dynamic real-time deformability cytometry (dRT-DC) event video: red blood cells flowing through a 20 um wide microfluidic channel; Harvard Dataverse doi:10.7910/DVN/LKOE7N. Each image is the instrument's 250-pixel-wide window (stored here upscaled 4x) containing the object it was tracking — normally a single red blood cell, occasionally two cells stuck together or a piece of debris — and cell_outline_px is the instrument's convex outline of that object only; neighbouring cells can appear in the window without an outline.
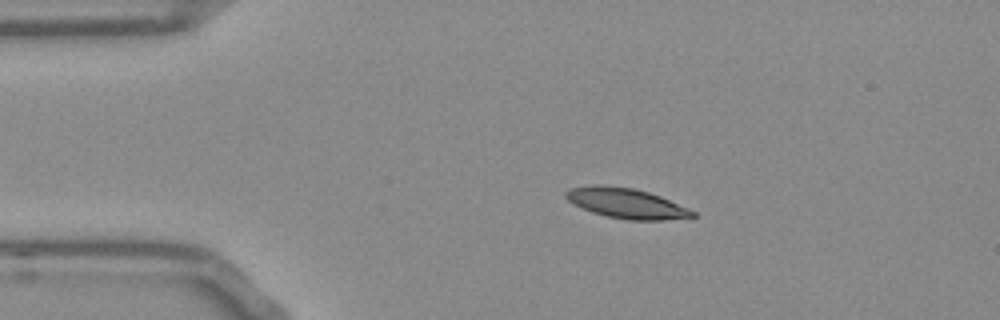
{"species": "Egyptian fruit bat (a non-hibernating species)", "species_latin": "Rousettus aegyptiacus", "temperature_condition": "room temperature", "stored_images_in_passage": 44, "camera_frame_rate_fps": 3000, "um_per_image_px": 0.085, "frame": {"image": 1, "passage_image": 1, "time_ms": 0.0, "image_size_px": [1000, 320], "cell_outline_px": [[696, 216], [664, 220], [628, 220], [608, 216], [592, 212], [572, 204], [564, 196], [564, 192], [568, 188], [592, 184], [596, 184], [632, 188], [648, 192], [660, 196], [688, 208], [696, 212]], "centroid_in_image_um": [53.19, 17.27], "position_along_channel_um": 31.8, "area_um2": 22.25}}
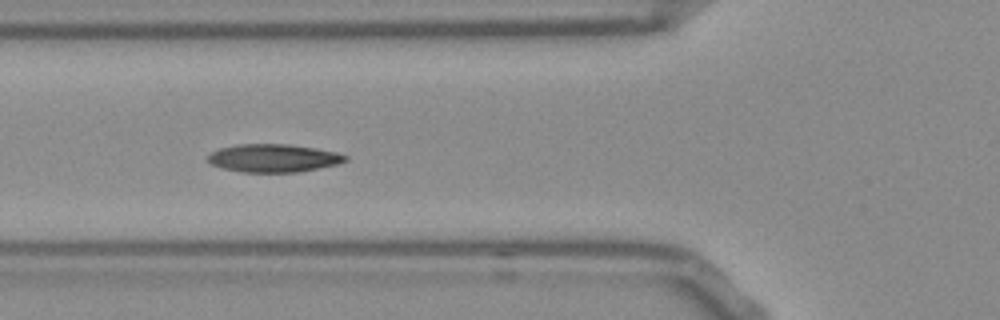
{"frame": {"image": 2, "passage_image": 10, "time_ms": 3.0, "image_size_px": [1000, 320], "cell_outline_px": [[348, 160], [336, 164], [300, 172], [240, 172], [220, 168], [208, 164], [208, 156], [212, 152], [220, 148], [240, 144], [288, 144], [316, 148], [336, 152], [348, 156]], "centroid_in_image_um": [23.22, 13.44], "position_along_channel_um": 102.6, "area_um2": 22.54}}
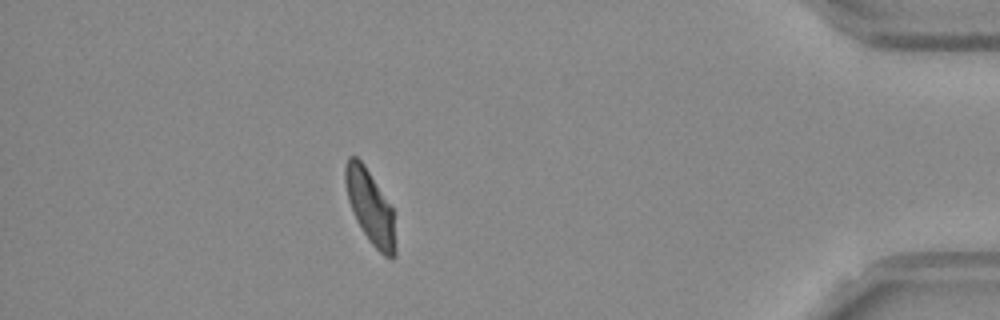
{"frame": {"image": 3, "passage_image": 38, "time_ms": 12.333, "image_size_px": [1000, 320], "cell_outline_px": [[396, 256], [392, 260], [388, 260], [368, 240], [360, 228], [356, 220], [348, 200], [344, 180], [344, 168], [348, 156], [356, 156], [364, 164], [392, 208], [396, 248]], "centroid_in_image_um": [31.46, 17.63], "position_along_channel_um": 403.7, "area_um2": 21.56}, "authors_computed_cell_mechanics": {"area_um2": 22.0507, "velocity_mm_per_s": 3.7699, "shape_relaxation_time_tau1_ms": 3.8184, "shape_relaxation_time_tau2_ms": 2.944, "deformation_change_tau1": 0.1255, "deformation_change_tau2": 0.0789}}